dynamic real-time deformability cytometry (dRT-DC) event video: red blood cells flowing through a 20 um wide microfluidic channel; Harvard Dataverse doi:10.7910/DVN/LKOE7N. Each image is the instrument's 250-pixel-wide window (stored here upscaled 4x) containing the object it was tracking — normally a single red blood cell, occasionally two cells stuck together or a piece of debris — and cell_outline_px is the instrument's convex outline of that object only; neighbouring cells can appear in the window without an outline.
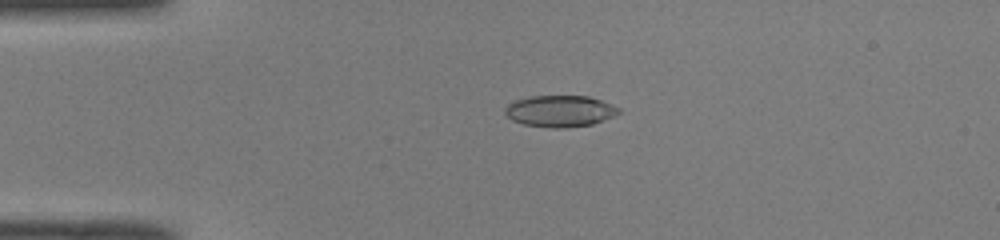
{"species": "common noctule bat (a hibernating species)", "species_latin": "Nyctalus noctula", "temperature_condition": "room temperature", "stored_images_in_passage": 50, "camera_frame_rate_fps": 3000, "um_per_image_px": 0.085, "animal": {"sex": "male", "body_mass_g": 19.0, "forearm_length_mm": 50.8}, "frame": {"image": 1, "passage_image": 12, "time_ms": 3.667, "image_size_px": [1000, 240], "cell_outline_px": [[620, 112], [604, 120], [592, 124], [568, 128], [548, 128], [524, 124], [512, 120], [504, 112], [504, 108], [508, 104], [516, 100], [532, 96], [588, 96], [612, 104], [620, 108]], "centroid_in_image_um": [47.59, 9.45], "position_along_channel_um": 37.4, "area_um2": 20.87}}
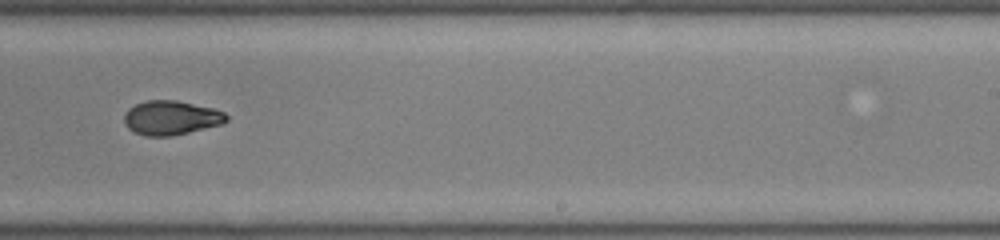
{"frame": {"image": 2, "passage_image": 32, "time_ms": 10.333, "image_size_px": [1000, 240], "cell_outline_px": [[228, 120], [220, 124], [188, 132], [168, 136], [144, 136], [132, 132], [124, 124], [124, 116], [128, 108], [136, 104], [148, 100], [176, 100], [212, 108], [224, 112], [228, 116]], "centroid_in_image_um": [14.5, 10.01], "position_along_channel_um": 274.5, "area_um2": 20.29}}
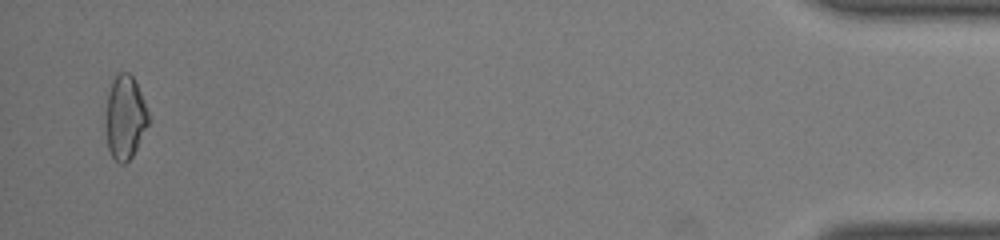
{"frame": {"image": 3, "passage_image": 49, "time_ms": 16.0, "image_size_px": [1000, 240], "cell_outline_px": [[148, 124], [132, 156], [124, 164], [120, 164], [112, 156], [108, 148], [108, 92], [112, 80], [120, 72], [128, 72], [132, 76], [144, 100], [148, 112]], "centroid_in_image_um": [10.66, 9.96], "position_along_channel_um": 424.5, "area_um2": 19.94}, "authors_computed_cell_mechanics": {"area_um2": 20.8369, "velocity_mm_per_s": 4.0982, "shape_relaxation_time_tau1_ms": 6.3192, "shape_relaxation_time_tau2_ms": 4.231, "deformation_change_tau1": 0.1827, "deformation_change_tau2": 0.0738}}